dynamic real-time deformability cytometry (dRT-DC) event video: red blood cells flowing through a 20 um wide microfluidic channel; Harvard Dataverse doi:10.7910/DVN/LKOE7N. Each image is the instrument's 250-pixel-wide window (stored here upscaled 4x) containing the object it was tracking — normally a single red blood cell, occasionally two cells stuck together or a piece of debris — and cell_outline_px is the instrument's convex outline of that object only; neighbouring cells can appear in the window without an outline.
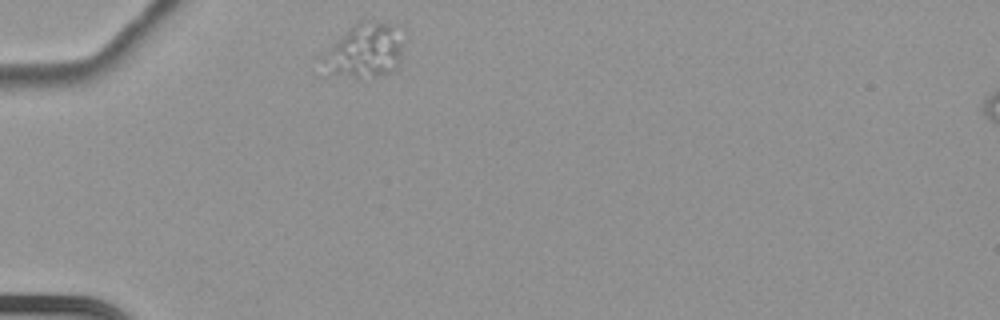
{"species": "common noctule bat (a hibernating species)", "species_latin": "Nyctalus noctula", "temperature_condition": "cold", "stored_images_in_passage": 42, "camera_frame_rate_fps": 3000, "um_per_image_px": 0.085, "animal": {"sex": "female", "body_mass_g": 22.7, "forearm_length_mm": 54.2}, "frame": {"image": 1, "passage_image": 1, "time_ms": 0.0, "image_size_px": [1000, 320], "cell_outline_px": [[408, 36], [396, 68], [388, 72], [376, 76], [352, 76], [332, 72], [316, 56], [360, 20], [400, 24], [404, 28]], "centroid_in_image_um": [31.11, 4.21], "position_along_channel_um": 53.9, "area_um2": 26.13}}
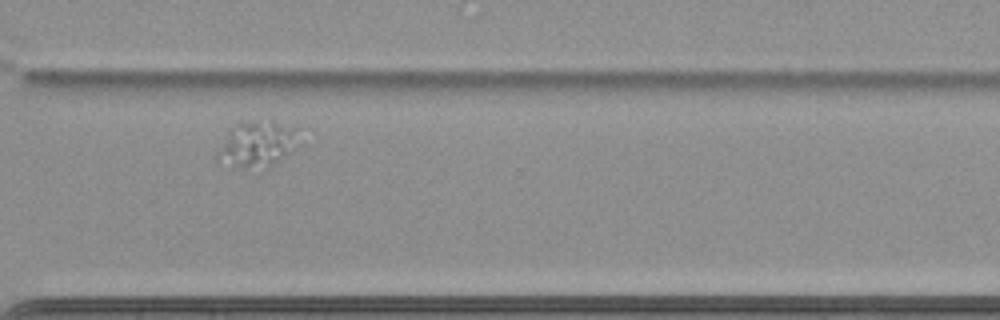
{"frame": {"image": 2, "passage_image": 30, "time_ms": 9.667, "image_size_px": [1000, 320], "cell_outline_px": [[296, 128], [292, 140], [280, 156], [268, 168], [244, 168], [232, 164], [216, 156], [228, 132], [236, 124], [244, 120], [276, 124]], "centroid_in_image_um": [21.71, 12.24], "position_along_channel_um": 348.9, "area_um2": 19.42}}
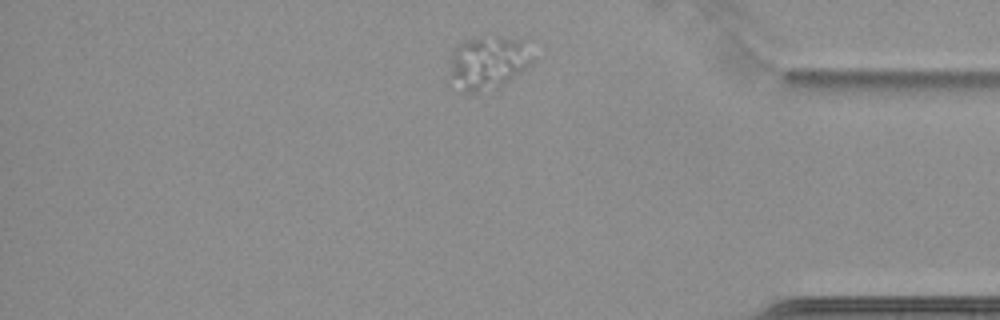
{"frame": {"image": 3, "passage_image": 36, "time_ms": 11.667, "image_size_px": [1000, 320], "cell_outline_px": [[532, 64], [504, 84], [496, 88], [476, 92], [468, 92], [452, 76], [452, 60], [456, 48], [460, 44], [468, 40], [480, 36], [496, 36], [520, 40], [532, 60]], "centroid_in_image_um": [41.54, 5.3], "position_along_channel_um": 393.7, "area_um2": 24.28}}